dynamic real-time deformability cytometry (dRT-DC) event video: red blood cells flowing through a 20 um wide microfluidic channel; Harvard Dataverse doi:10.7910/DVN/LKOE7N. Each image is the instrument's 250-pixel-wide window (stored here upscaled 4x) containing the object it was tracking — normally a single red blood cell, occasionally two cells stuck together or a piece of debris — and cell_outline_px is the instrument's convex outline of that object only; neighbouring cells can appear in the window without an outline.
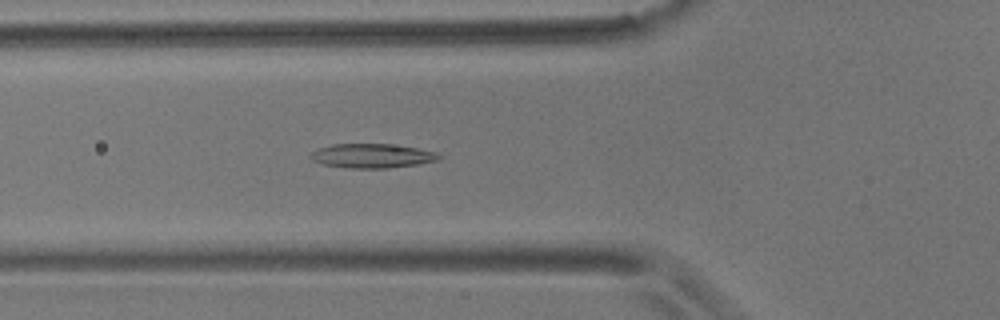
{"species": "common noctule bat (a hibernating species)", "species_latin": "Nyctalus noctula", "temperature_condition": "room temperature", "stored_images_in_passage": 5, "camera_frame_rate_fps": 3000, "um_per_image_px": 0.085, "animal": {"sex": "male", "body_mass_g": 17.9}, "frame": {"image": 1, "passage_image": 5, "time_ms": 4.667, "image_size_px": [1000, 320], "cell_outline_px": [[444, 156], [436, 160], [420, 164], [388, 168], [348, 168], [324, 164], [312, 160], [308, 156], [308, 152], [332, 144], [388, 144], [416, 148], [436, 152]], "centroid_in_image_um": [31.6, 13.25], "position_along_channel_um": 94.2, "area_um2": 18.15}}